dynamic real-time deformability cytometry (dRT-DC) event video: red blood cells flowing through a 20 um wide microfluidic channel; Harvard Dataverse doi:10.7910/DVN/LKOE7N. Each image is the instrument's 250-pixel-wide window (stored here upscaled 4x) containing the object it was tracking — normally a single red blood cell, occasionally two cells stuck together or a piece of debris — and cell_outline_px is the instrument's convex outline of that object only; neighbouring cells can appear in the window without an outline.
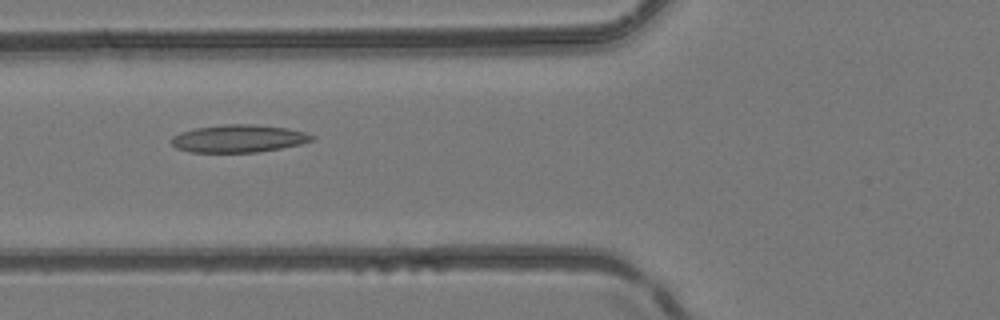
{"species": "common noctule bat (a hibernating species)", "species_latin": "Nyctalus noctula", "temperature_condition": "room temperature", "stored_images_in_passage": 5, "camera_frame_rate_fps": 3000, "um_per_image_px": 0.085, "animal": {"sex": "female", "body_mass_g": 24.6, "forearm_length_mm": 56.2}, "frame": {"image": 1, "passage_image": 5, "time_ms": 1.333, "image_size_px": [1000, 320], "cell_outline_px": [[316, 136], [312, 140], [300, 144], [260, 152], [188, 152], [176, 148], [172, 144], [172, 136], [180, 132], [196, 128], [224, 124], [252, 124], [288, 128], [304, 132]], "centroid_in_image_um": [20.27, 11.78], "position_along_channel_um": 105.5, "area_um2": 22.6}}